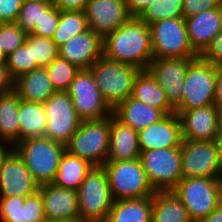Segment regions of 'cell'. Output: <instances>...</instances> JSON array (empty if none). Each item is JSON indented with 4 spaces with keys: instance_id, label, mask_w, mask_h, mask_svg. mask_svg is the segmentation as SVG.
Segmentation results:
<instances>
[{
    "instance_id": "obj_45",
    "label": "cell",
    "mask_w": 222,
    "mask_h": 222,
    "mask_svg": "<svg viewBox=\"0 0 222 222\" xmlns=\"http://www.w3.org/2000/svg\"><path fill=\"white\" fill-rule=\"evenodd\" d=\"M153 0H126L131 17H140Z\"/></svg>"
},
{
    "instance_id": "obj_19",
    "label": "cell",
    "mask_w": 222,
    "mask_h": 222,
    "mask_svg": "<svg viewBox=\"0 0 222 222\" xmlns=\"http://www.w3.org/2000/svg\"><path fill=\"white\" fill-rule=\"evenodd\" d=\"M45 219L79 222L77 191L52 183L39 186Z\"/></svg>"
},
{
    "instance_id": "obj_14",
    "label": "cell",
    "mask_w": 222,
    "mask_h": 222,
    "mask_svg": "<svg viewBox=\"0 0 222 222\" xmlns=\"http://www.w3.org/2000/svg\"><path fill=\"white\" fill-rule=\"evenodd\" d=\"M198 57L153 59L147 68L175 107L183 97V84L189 64Z\"/></svg>"
},
{
    "instance_id": "obj_8",
    "label": "cell",
    "mask_w": 222,
    "mask_h": 222,
    "mask_svg": "<svg viewBox=\"0 0 222 222\" xmlns=\"http://www.w3.org/2000/svg\"><path fill=\"white\" fill-rule=\"evenodd\" d=\"M192 222H199L221 203L219 178H182L171 190Z\"/></svg>"
},
{
    "instance_id": "obj_26",
    "label": "cell",
    "mask_w": 222,
    "mask_h": 222,
    "mask_svg": "<svg viewBox=\"0 0 222 222\" xmlns=\"http://www.w3.org/2000/svg\"><path fill=\"white\" fill-rule=\"evenodd\" d=\"M131 97L150 107L160 109L165 115L175 112V108L167 100L164 90L148 70H140L135 77Z\"/></svg>"
},
{
    "instance_id": "obj_11",
    "label": "cell",
    "mask_w": 222,
    "mask_h": 222,
    "mask_svg": "<svg viewBox=\"0 0 222 222\" xmlns=\"http://www.w3.org/2000/svg\"><path fill=\"white\" fill-rule=\"evenodd\" d=\"M66 92L82 121L101 120L112 116V108L99 91L90 69H80Z\"/></svg>"
},
{
    "instance_id": "obj_29",
    "label": "cell",
    "mask_w": 222,
    "mask_h": 222,
    "mask_svg": "<svg viewBox=\"0 0 222 222\" xmlns=\"http://www.w3.org/2000/svg\"><path fill=\"white\" fill-rule=\"evenodd\" d=\"M21 99L17 92L0 94V140L12 146L19 142V106Z\"/></svg>"
},
{
    "instance_id": "obj_52",
    "label": "cell",
    "mask_w": 222,
    "mask_h": 222,
    "mask_svg": "<svg viewBox=\"0 0 222 222\" xmlns=\"http://www.w3.org/2000/svg\"><path fill=\"white\" fill-rule=\"evenodd\" d=\"M43 222H65V221H57V220H47V219H45Z\"/></svg>"
},
{
    "instance_id": "obj_42",
    "label": "cell",
    "mask_w": 222,
    "mask_h": 222,
    "mask_svg": "<svg viewBox=\"0 0 222 222\" xmlns=\"http://www.w3.org/2000/svg\"><path fill=\"white\" fill-rule=\"evenodd\" d=\"M24 0H0V23L17 22Z\"/></svg>"
},
{
    "instance_id": "obj_38",
    "label": "cell",
    "mask_w": 222,
    "mask_h": 222,
    "mask_svg": "<svg viewBox=\"0 0 222 222\" xmlns=\"http://www.w3.org/2000/svg\"><path fill=\"white\" fill-rule=\"evenodd\" d=\"M27 38V34L16 23H0V52L4 58L21 47Z\"/></svg>"
},
{
    "instance_id": "obj_51",
    "label": "cell",
    "mask_w": 222,
    "mask_h": 222,
    "mask_svg": "<svg viewBox=\"0 0 222 222\" xmlns=\"http://www.w3.org/2000/svg\"><path fill=\"white\" fill-rule=\"evenodd\" d=\"M219 182H220V195H221V203H222V172L219 178Z\"/></svg>"
},
{
    "instance_id": "obj_10",
    "label": "cell",
    "mask_w": 222,
    "mask_h": 222,
    "mask_svg": "<svg viewBox=\"0 0 222 222\" xmlns=\"http://www.w3.org/2000/svg\"><path fill=\"white\" fill-rule=\"evenodd\" d=\"M139 159L150 184L156 191H171L183 178L181 147L143 151Z\"/></svg>"
},
{
    "instance_id": "obj_31",
    "label": "cell",
    "mask_w": 222,
    "mask_h": 222,
    "mask_svg": "<svg viewBox=\"0 0 222 222\" xmlns=\"http://www.w3.org/2000/svg\"><path fill=\"white\" fill-rule=\"evenodd\" d=\"M18 121L19 142L31 137L45 136L47 117L42 104L21 100Z\"/></svg>"
},
{
    "instance_id": "obj_9",
    "label": "cell",
    "mask_w": 222,
    "mask_h": 222,
    "mask_svg": "<svg viewBox=\"0 0 222 222\" xmlns=\"http://www.w3.org/2000/svg\"><path fill=\"white\" fill-rule=\"evenodd\" d=\"M149 27L154 59L199 57L190 45L183 17L166 18Z\"/></svg>"
},
{
    "instance_id": "obj_20",
    "label": "cell",
    "mask_w": 222,
    "mask_h": 222,
    "mask_svg": "<svg viewBox=\"0 0 222 222\" xmlns=\"http://www.w3.org/2000/svg\"><path fill=\"white\" fill-rule=\"evenodd\" d=\"M138 140L141 152L153 149L181 147L182 130L179 115L175 112L166 115L159 122H155L138 131Z\"/></svg>"
},
{
    "instance_id": "obj_36",
    "label": "cell",
    "mask_w": 222,
    "mask_h": 222,
    "mask_svg": "<svg viewBox=\"0 0 222 222\" xmlns=\"http://www.w3.org/2000/svg\"><path fill=\"white\" fill-rule=\"evenodd\" d=\"M5 63L13 80L39 67L36 62H32L31 43L27 40L5 58Z\"/></svg>"
},
{
    "instance_id": "obj_4",
    "label": "cell",
    "mask_w": 222,
    "mask_h": 222,
    "mask_svg": "<svg viewBox=\"0 0 222 222\" xmlns=\"http://www.w3.org/2000/svg\"><path fill=\"white\" fill-rule=\"evenodd\" d=\"M76 191L79 222H105L114 200L104 167L93 166Z\"/></svg>"
},
{
    "instance_id": "obj_25",
    "label": "cell",
    "mask_w": 222,
    "mask_h": 222,
    "mask_svg": "<svg viewBox=\"0 0 222 222\" xmlns=\"http://www.w3.org/2000/svg\"><path fill=\"white\" fill-rule=\"evenodd\" d=\"M14 90L21 100L43 104L56 91L46 67H38L14 80Z\"/></svg>"
},
{
    "instance_id": "obj_35",
    "label": "cell",
    "mask_w": 222,
    "mask_h": 222,
    "mask_svg": "<svg viewBox=\"0 0 222 222\" xmlns=\"http://www.w3.org/2000/svg\"><path fill=\"white\" fill-rule=\"evenodd\" d=\"M48 75L55 91H67L76 73L80 70L75 65L59 56L47 66Z\"/></svg>"
},
{
    "instance_id": "obj_22",
    "label": "cell",
    "mask_w": 222,
    "mask_h": 222,
    "mask_svg": "<svg viewBox=\"0 0 222 222\" xmlns=\"http://www.w3.org/2000/svg\"><path fill=\"white\" fill-rule=\"evenodd\" d=\"M0 219L3 222H43V200L40 192L21 198L0 197Z\"/></svg>"
},
{
    "instance_id": "obj_5",
    "label": "cell",
    "mask_w": 222,
    "mask_h": 222,
    "mask_svg": "<svg viewBox=\"0 0 222 222\" xmlns=\"http://www.w3.org/2000/svg\"><path fill=\"white\" fill-rule=\"evenodd\" d=\"M111 116L101 120L82 121L65 149L71 155L103 166L108 159Z\"/></svg>"
},
{
    "instance_id": "obj_27",
    "label": "cell",
    "mask_w": 222,
    "mask_h": 222,
    "mask_svg": "<svg viewBox=\"0 0 222 222\" xmlns=\"http://www.w3.org/2000/svg\"><path fill=\"white\" fill-rule=\"evenodd\" d=\"M152 196L115 200L105 222H151Z\"/></svg>"
},
{
    "instance_id": "obj_41",
    "label": "cell",
    "mask_w": 222,
    "mask_h": 222,
    "mask_svg": "<svg viewBox=\"0 0 222 222\" xmlns=\"http://www.w3.org/2000/svg\"><path fill=\"white\" fill-rule=\"evenodd\" d=\"M200 57L215 65L217 68H222V31L214 36L208 48Z\"/></svg>"
},
{
    "instance_id": "obj_49",
    "label": "cell",
    "mask_w": 222,
    "mask_h": 222,
    "mask_svg": "<svg viewBox=\"0 0 222 222\" xmlns=\"http://www.w3.org/2000/svg\"><path fill=\"white\" fill-rule=\"evenodd\" d=\"M219 147H220V166H221V172H222V136L218 139Z\"/></svg>"
},
{
    "instance_id": "obj_47",
    "label": "cell",
    "mask_w": 222,
    "mask_h": 222,
    "mask_svg": "<svg viewBox=\"0 0 222 222\" xmlns=\"http://www.w3.org/2000/svg\"><path fill=\"white\" fill-rule=\"evenodd\" d=\"M199 222H222V203Z\"/></svg>"
},
{
    "instance_id": "obj_6",
    "label": "cell",
    "mask_w": 222,
    "mask_h": 222,
    "mask_svg": "<svg viewBox=\"0 0 222 222\" xmlns=\"http://www.w3.org/2000/svg\"><path fill=\"white\" fill-rule=\"evenodd\" d=\"M103 167L114 201L150 197L157 192L150 184L139 158L106 162Z\"/></svg>"
},
{
    "instance_id": "obj_24",
    "label": "cell",
    "mask_w": 222,
    "mask_h": 222,
    "mask_svg": "<svg viewBox=\"0 0 222 222\" xmlns=\"http://www.w3.org/2000/svg\"><path fill=\"white\" fill-rule=\"evenodd\" d=\"M112 115L137 132L155 122H159L166 116L160 109L150 107L132 97H128L117 104L112 109Z\"/></svg>"
},
{
    "instance_id": "obj_44",
    "label": "cell",
    "mask_w": 222,
    "mask_h": 222,
    "mask_svg": "<svg viewBox=\"0 0 222 222\" xmlns=\"http://www.w3.org/2000/svg\"><path fill=\"white\" fill-rule=\"evenodd\" d=\"M14 89V80L8 72L5 61L0 63V94L12 91Z\"/></svg>"
},
{
    "instance_id": "obj_23",
    "label": "cell",
    "mask_w": 222,
    "mask_h": 222,
    "mask_svg": "<svg viewBox=\"0 0 222 222\" xmlns=\"http://www.w3.org/2000/svg\"><path fill=\"white\" fill-rule=\"evenodd\" d=\"M140 153L138 132L112 115L107 162L135 160Z\"/></svg>"
},
{
    "instance_id": "obj_39",
    "label": "cell",
    "mask_w": 222,
    "mask_h": 222,
    "mask_svg": "<svg viewBox=\"0 0 222 222\" xmlns=\"http://www.w3.org/2000/svg\"><path fill=\"white\" fill-rule=\"evenodd\" d=\"M59 23V9L52 5L43 15L39 24L33 30L34 35L50 37L54 35Z\"/></svg>"
},
{
    "instance_id": "obj_50",
    "label": "cell",
    "mask_w": 222,
    "mask_h": 222,
    "mask_svg": "<svg viewBox=\"0 0 222 222\" xmlns=\"http://www.w3.org/2000/svg\"><path fill=\"white\" fill-rule=\"evenodd\" d=\"M220 136H222V110L219 112Z\"/></svg>"
},
{
    "instance_id": "obj_40",
    "label": "cell",
    "mask_w": 222,
    "mask_h": 222,
    "mask_svg": "<svg viewBox=\"0 0 222 222\" xmlns=\"http://www.w3.org/2000/svg\"><path fill=\"white\" fill-rule=\"evenodd\" d=\"M221 5L222 0H182L183 18L186 19Z\"/></svg>"
},
{
    "instance_id": "obj_37",
    "label": "cell",
    "mask_w": 222,
    "mask_h": 222,
    "mask_svg": "<svg viewBox=\"0 0 222 222\" xmlns=\"http://www.w3.org/2000/svg\"><path fill=\"white\" fill-rule=\"evenodd\" d=\"M26 40L31 43L32 62H36L39 67H46L58 57V47L50 37L27 34Z\"/></svg>"
},
{
    "instance_id": "obj_18",
    "label": "cell",
    "mask_w": 222,
    "mask_h": 222,
    "mask_svg": "<svg viewBox=\"0 0 222 222\" xmlns=\"http://www.w3.org/2000/svg\"><path fill=\"white\" fill-rule=\"evenodd\" d=\"M58 56L78 69H89L103 56V38L89 28L60 46Z\"/></svg>"
},
{
    "instance_id": "obj_34",
    "label": "cell",
    "mask_w": 222,
    "mask_h": 222,
    "mask_svg": "<svg viewBox=\"0 0 222 222\" xmlns=\"http://www.w3.org/2000/svg\"><path fill=\"white\" fill-rule=\"evenodd\" d=\"M183 17L182 0H153L139 17L150 25L166 18Z\"/></svg>"
},
{
    "instance_id": "obj_53",
    "label": "cell",
    "mask_w": 222,
    "mask_h": 222,
    "mask_svg": "<svg viewBox=\"0 0 222 222\" xmlns=\"http://www.w3.org/2000/svg\"><path fill=\"white\" fill-rule=\"evenodd\" d=\"M5 61V58L3 57V55L0 52V63H3Z\"/></svg>"
},
{
    "instance_id": "obj_2",
    "label": "cell",
    "mask_w": 222,
    "mask_h": 222,
    "mask_svg": "<svg viewBox=\"0 0 222 222\" xmlns=\"http://www.w3.org/2000/svg\"><path fill=\"white\" fill-rule=\"evenodd\" d=\"M38 185L52 183L65 145L45 136L24 139L13 146Z\"/></svg>"
},
{
    "instance_id": "obj_21",
    "label": "cell",
    "mask_w": 222,
    "mask_h": 222,
    "mask_svg": "<svg viewBox=\"0 0 222 222\" xmlns=\"http://www.w3.org/2000/svg\"><path fill=\"white\" fill-rule=\"evenodd\" d=\"M185 22L190 45L200 56L214 36L222 31V5L188 17Z\"/></svg>"
},
{
    "instance_id": "obj_32",
    "label": "cell",
    "mask_w": 222,
    "mask_h": 222,
    "mask_svg": "<svg viewBox=\"0 0 222 222\" xmlns=\"http://www.w3.org/2000/svg\"><path fill=\"white\" fill-rule=\"evenodd\" d=\"M89 29L88 20L84 11L59 10V23L52 41L59 48L68 40Z\"/></svg>"
},
{
    "instance_id": "obj_46",
    "label": "cell",
    "mask_w": 222,
    "mask_h": 222,
    "mask_svg": "<svg viewBox=\"0 0 222 222\" xmlns=\"http://www.w3.org/2000/svg\"><path fill=\"white\" fill-rule=\"evenodd\" d=\"M214 105L222 110V68H217Z\"/></svg>"
},
{
    "instance_id": "obj_3",
    "label": "cell",
    "mask_w": 222,
    "mask_h": 222,
    "mask_svg": "<svg viewBox=\"0 0 222 222\" xmlns=\"http://www.w3.org/2000/svg\"><path fill=\"white\" fill-rule=\"evenodd\" d=\"M89 69L103 98L112 109L132 96L134 80L140 71L138 67L112 61L104 56Z\"/></svg>"
},
{
    "instance_id": "obj_13",
    "label": "cell",
    "mask_w": 222,
    "mask_h": 222,
    "mask_svg": "<svg viewBox=\"0 0 222 222\" xmlns=\"http://www.w3.org/2000/svg\"><path fill=\"white\" fill-rule=\"evenodd\" d=\"M42 105L47 117L45 137L66 145L82 122L70 95L66 91H57Z\"/></svg>"
},
{
    "instance_id": "obj_15",
    "label": "cell",
    "mask_w": 222,
    "mask_h": 222,
    "mask_svg": "<svg viewBox=\"0 0 222 222\" xmlns=\"http://www.w3.org/2000/svg\"><path fill=\"white\" fill-rule=\"evenodd\" d=\"M38 191V183L24 161L12 150L0 164V197L26 198Z\"/></svg>"
},
{
    "instance_id": "obj_28",
    "label": "cell",
    "mask_w": 222,
    "mask_h": 222,
    "mask_svg": "<svg viewBox=\"0 0 222 222\" xmlns=\"http://www.w3.org/2000/svg\"><path fill=\"white\" fill-rule=\"evenodd\" d=\"M151 222H192L182 201L172 191L152 196Z\"/></svg>"
},
{
    "instance_id": "obj_1",
    "label": "cell",
    "mask_w": 222,
    "mask_h": 222,
    "mask_svg": "<svg viewBox=\"0 0 222 222\" xmlns=\"http://www.w3.org/2000/svg\"><path fill=\"white\" fill-rule=\"evenodd\" d=\"M103 56L147 70L154 59L149 25L139 17H131L103 38Z\"/></svg>"
},
{
    "instance_id": "obj_12",
    "label": "cell",
    "mask_w": 222,
    "mask_h": 222,
    "mask_svg": "<svg viewBox=\"0 0 222 222\" xmlns=\"http://www.w3.org/2000/svg\"><path fill=\"white\" fill-rule=\"evenodd\" d=\"M181 171L183 178H220L221 166L218 140H182Z\"/></svg>"
},
{
    "instance_id": "obj_48",
    "label": "cell",
    "mask_w": 222,
    "mask_h": 222,
    "mask_svg": "<svg viewBox=\"0 0 222 222\" xmlns=\"http://www.w3.org/2000/svg\"><path fill=\"white\" fill-rule=\"evenodd\" d=\"M12 150L13 146L10 143L4 140H0V164Z\"/></svg>"
},
{
    "instance_id": "obj_16",
    "label": "cell",
    "mask_w": 222,
    "mask_h": 222,
    "mask_svg": "<svg viewBox=\"0 0 222 222\" xmlns=\"http://www.w3.org/2000/svg\"><path fill=\"white\" fill-rule=\"evenodd\" d=\"M220 110L214 105L175 111L181 120L182 140L215 141L220 137Z\"/></svg>"
},
{
    "instance_id": "obj_30",
    "label": "cell",
    "mask_w": 222,
    "mask_h": 222,
    "mask_svg": "<svg viewBox=\"0 0 222 222\" xmlns=\"http://www.w3.org/2000/svg\"><path fill=\"white\" fill-rule=\"evenodd\" d=\"M92 167L88 161L65 151L52 184L77 190Z\"/></svg>"
},
{
    "instance_id": "obj_7",
    "label": "cell",
    "mask_w": 222,
    "mask_h": 222,
    "mask_svg": "<svg viewBox=\"0 0 222 222\" xmlns=\"http://www.w3.org/2000/svg\"><path fill=\"white\" fill-rule=\"evenodd\" d=\"M217 67L202 57L195 58L188 66L183 84L182 100L175 111H188L214 104Z\"/></svg>"
},
{
    "instance_id": "obj_43",
    "label": "cell",
    "mask_w": 222,
    "mask_h": 222,
    "mask_svg": "<svg viewBox=\"0 0 222 222\" xmlns=\"http://www.w3.org/2000/svg\"><path fill=\"white\" fill-rule=\"evenodd\" d=\"M89 0H52V4L63 11H84Z\"/></svg>"
},
{
    "instance_id": "obj_17",
    "label": "cell",
    "mask_w": 222,
    "mask_h": 222,
    "mask_svg": "<svg viewBox=\"0 0 222 222\" xmlns=\"http://www.w3.org/2000/svg\"><path fill=\"white\" fill-rule=\"evenodd\" d=\"M84 12L89 28L102 38L131 18L126 0H89Z\"/></svg>"
},
{
    "instance_id": "obj_33",
    "label": "cell",
    "mask_w": 222,
    "mask_h": 222,
    "mask_svg": "<svg viewBox=\"0 0 222 222\" xmlns=\"http://www.w3.org/2000/svg\"><path fill=\"white\" fill-rule=\"evenodd\" d=\"M52 2L43 0H24L17 19V24L26 34H32L44 13L52 6Z\"/></svg>"
}]
</instances>
